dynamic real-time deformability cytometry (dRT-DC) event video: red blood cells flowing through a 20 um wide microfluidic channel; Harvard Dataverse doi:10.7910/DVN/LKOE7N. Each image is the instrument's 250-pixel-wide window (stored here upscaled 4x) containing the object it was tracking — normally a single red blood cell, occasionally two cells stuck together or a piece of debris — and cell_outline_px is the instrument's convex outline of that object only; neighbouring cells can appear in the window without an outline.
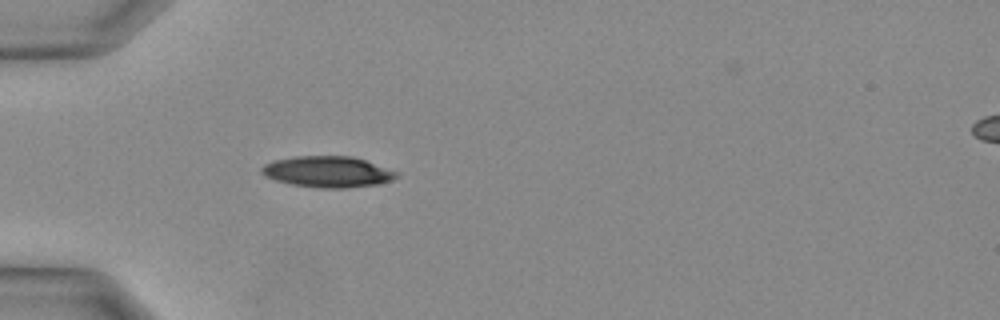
{"species": "Egyptian fruit bat (a non-hibernating species)", "species_latin": "Rousettus aegyptiacus", "temperature_condition": "warm", "stored_images_in_passage": 25, "camera_frame_rate_fps": 3000, "um_per_image_px": 0.085, "animal": {"sex": "female"}, "frame": {"image": 1, "passage_image": 1, "time_ms": 0.0, "image_size_px": [1000, 320], "cell_outline_px": [[396, 176], [392, 180], [376, 184], [344, 188], [320, 188], [292, 184], [276, 180], [264, 176], [260, 172], [260, 168], [264, 164], [272, 160], [296, 156], [352, 156], [364, 160], [396, 172]], "centroid_in_image_um": [27.76, 14.59], "position_along_channel_um": 57.2, "area_um2": 24.16}}
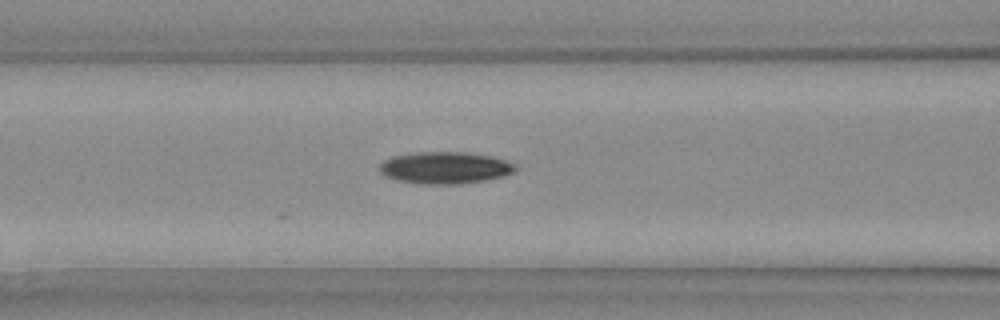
{"frame": {"image": 2, "passage_image": 5, "time_ms": 1.333, "image_size_px": [1000, 320], "cell_outline_px": [[520, 168], [516, 172], [504, 176], [488, 180], [460, 184], [420, 184], [396, 180], [384, 176], [380, 172], [380, 164], [384, 160], [392, 156], [420, 152], [464, 152], [492, 156], [516, 164]], "centroid_in_image_um": [37.87, 14.27], "position_along_channel_um": 128.7, "area_um2": 25.61}}
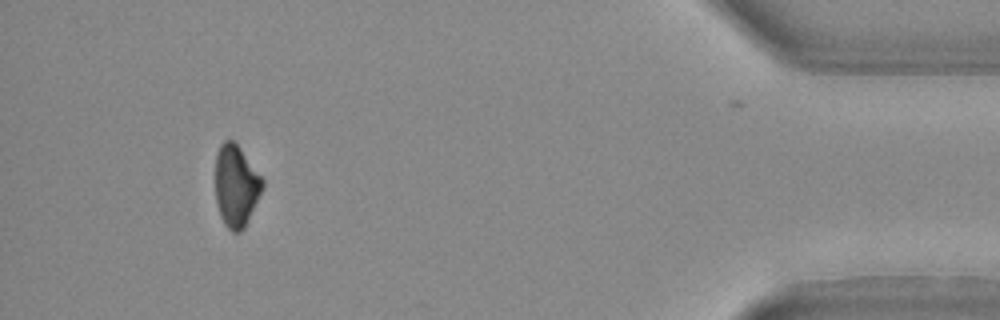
{"frame": {"image": 3, "passage_image": 22, "time_ms": 7.0, "image_size_px": [1000, 320], "cell_outline_px": [[264, 188], [244, 228], [240, 232], [232, 232], [224, 224], [220, 216], [216, 204], [216, 156], [220, 144], [224, 140], [232, 140], [240, 148], [264, 180]], "centroid_in_image_um": [20.07, 15.82], "position_along_channel_um": 415.1, "area_um2": 22.43}}